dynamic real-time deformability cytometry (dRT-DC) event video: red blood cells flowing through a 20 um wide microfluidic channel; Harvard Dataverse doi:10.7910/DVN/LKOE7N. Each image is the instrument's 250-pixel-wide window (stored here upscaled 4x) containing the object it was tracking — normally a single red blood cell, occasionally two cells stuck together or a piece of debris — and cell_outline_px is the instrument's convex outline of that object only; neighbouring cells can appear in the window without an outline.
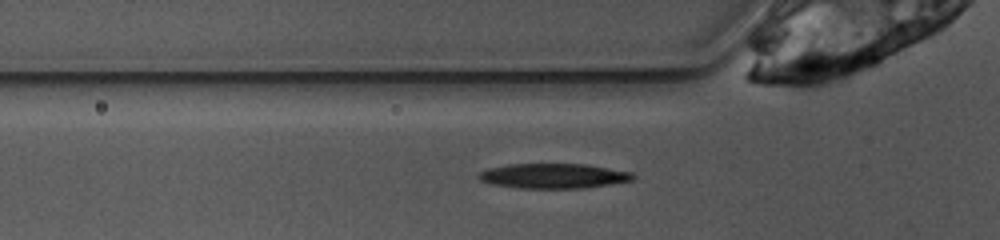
{"species": "common noctule bat (a hibernating species)", "species_latin": "Nyctalus noctula", "temperature_condition": "warm", "stored_images_in_passage": 39, "camera_frame_rate_fps": 3000, "um_per_image_px": 0.085, "animal": {"sex": "female", "body_mass_g": 10.0, "forearm_length_mm": 53.1}, "frame": {"image": 1, "passage_image": 3, "time_ms": 0.667, "image_size_px": [1000, 240], "cell_outline_px": [[636, 176], [632, 180], [608, 184], [580, 188], [520, 188], [492, 184], [480, 180], [476, 176], [480, 172], [488, 168], [508, 164], [584, 164], [632, 172]], "centroid_in_image_um": [47.0, 14.95], "position_along_channel_um": 78.8, "area_um2": 22.2}}
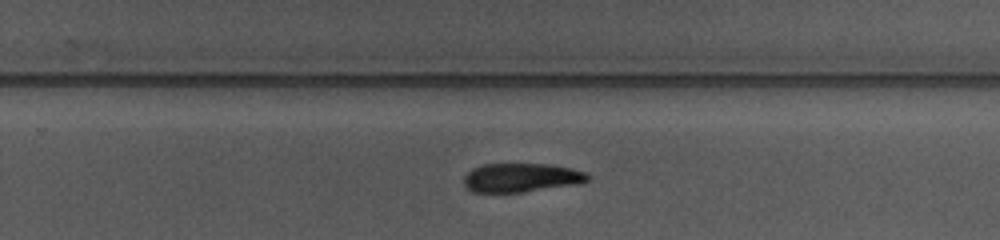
{"frame": {"image": 2, "passage_image": 19, "time_ms": 6.0, "image_size_px": [1000, 240], "cell_outline_px": [[588, 180], [580, 184], [520, 192], [472, 192], [464, 184], [464, 176], [472, 168], [484, 164], [552, 164], [584, 172], [588, 176]], "centroid_in_image_um": [44.28, 15.1], "position_along_channel_um": 285.5, "area_um2": 20.69}}
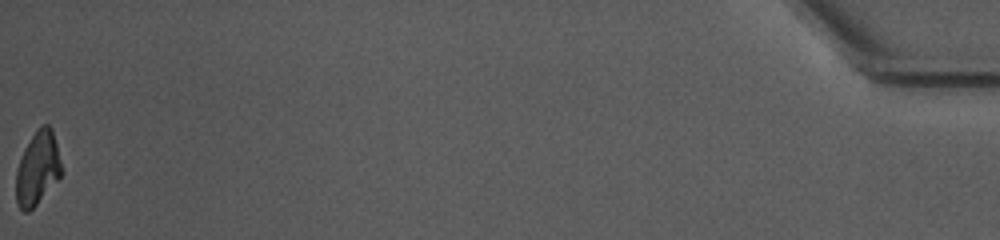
{"frame": {"image": 3, "passage_image": 39, "time_ms": 12.667, "image_size_px": [1000, 240], "cell_outline_px": [[60, 176], [36, 204], [28, 212], [24, 212], [20, 208], [16, 200], [16, 168], [24, 148], [40, 124], [48, 124], [52, 128], [60, 160]], "centroid_in_image_um": [3.16, 14.28], "position_along_channel_um": 432.0, "area_um2": 19.07}, "authors_computed_cell_mechanics": {"area_um2": 21.4438, "velocity_mm_per_s": 3.8595, "shape_relaxation_time_tau1_ms": 3.6565, "shape_relaxation_time_tau2_ms": null, "deformation_change_tau1": 0.1363, "deformation_change_tau2": null}}